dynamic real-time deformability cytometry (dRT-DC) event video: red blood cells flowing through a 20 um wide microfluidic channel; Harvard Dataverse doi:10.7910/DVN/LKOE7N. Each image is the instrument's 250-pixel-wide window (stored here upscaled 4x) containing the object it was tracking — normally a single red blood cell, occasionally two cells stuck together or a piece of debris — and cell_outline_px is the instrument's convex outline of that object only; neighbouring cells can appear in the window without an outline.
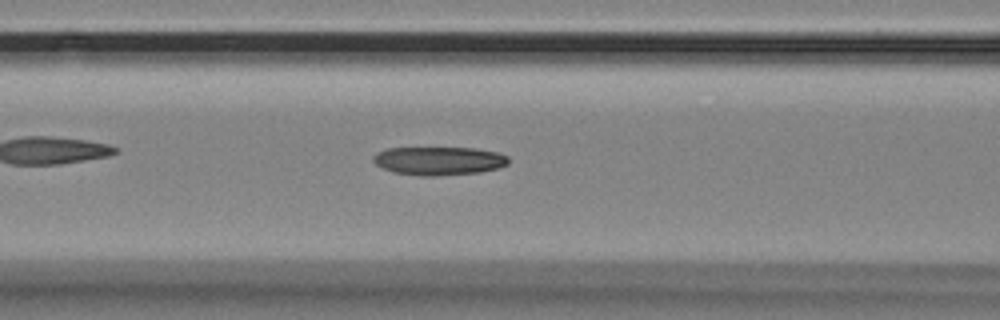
{"species": "Egyptian fruit bat (a non-hibernating species)", "species_latin": "Rousettus aegyptiacus", "temperature_condition": "room temperature", "stored_images_in_passage": 46, "camera_frame_rate_fps": 3000, "um_per_image_px": 0.085, "animal": {"sex": "female"}, "frame": {"image": 1, "passage_image": 17, "time_ms": 5.333, "image_size_px": [1000, 320], "cell_outline_px": [[508, 164], [496, 168], [480, 172], [436, 176], [420, 176], [392, 172], [376, 164], [372, 160], [372, 156], [376, 152], [388, 148], [476, 148], [496, 152], [508, 156]], "centroid_in_image_um": [37.27, 13.67], "position_along_channel_um": 129.3, "area_um2": 22.43}}
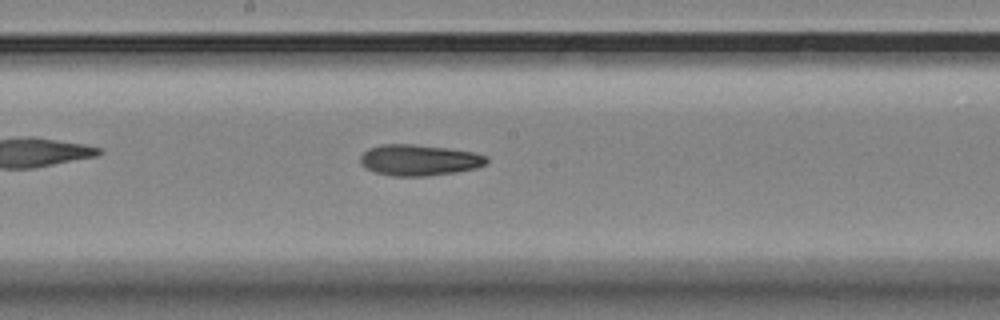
{"frame": {"image": 2, "passage_image": 24, "time_ms": 7.667, "image_size_px": [1000, 320], "cell_outline_px": [[488, 164], [476, 168], [456, 172], [428, 176], [392, 176], [376, 172], [360, 164], [360, 156], [368, 148], [384, 144], [412, 144], [448, 148], [476, 152], [488, 156]], "centroid_in_image_um": [35.67, 13.6], "position_along_channel_um": 212.5, "area_um2": 23.0}}
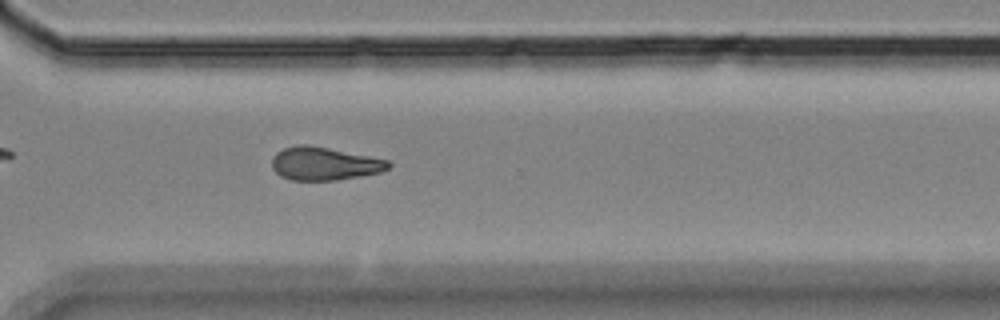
{"frame": {"image": 3, "passage_image": 35, "time_ms": 11.333, "image_size_px": [1000, 320], "cell_outline_px": [[392, 164], [388, 168], [380, 172], [360, 176], [336, 180], [292, 180], [280, 176], [272, 168], [272, 156], [276, 152], [284, 148], [296, 144], [308, 144], [388, 160]], "centroid_in_image_um": [27.53, 13.9], "position_along_channel_um": 343.1, "area_um2": 22.43}}